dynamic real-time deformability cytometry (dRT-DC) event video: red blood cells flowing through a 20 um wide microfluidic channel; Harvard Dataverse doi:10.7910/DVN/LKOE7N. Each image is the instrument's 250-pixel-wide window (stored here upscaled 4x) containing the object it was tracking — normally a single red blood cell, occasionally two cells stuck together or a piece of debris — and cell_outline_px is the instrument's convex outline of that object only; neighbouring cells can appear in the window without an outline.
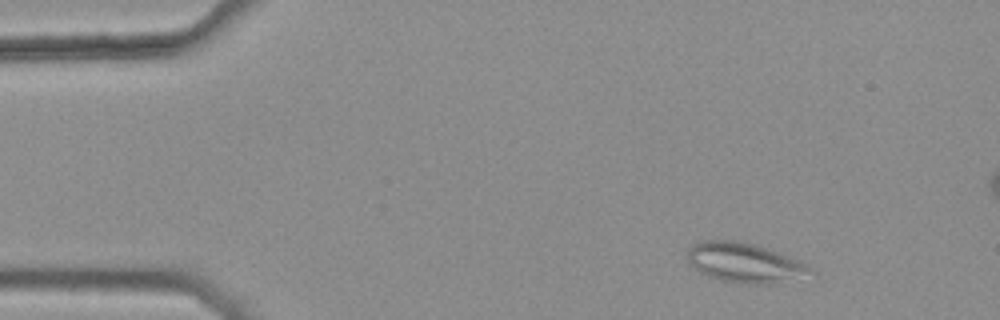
{"species": "common noctule bat (a hibernating species)", "species_latin": "Nyctalus noctula", "temperature_condition": "warm", "stored_images_in_passage": 6, "camera_frame_rate_fps": 3000, "um_per_image_px": 0.085, "animal": {"sex": "female", "body_mass_g": 25.1}, "frame": {"image": 1, "passage_image": 1, "time_ms": 0.0, "image_size_px": [1000, 320], "cell_outline_px": [[816, 272], [780, 284], [740, 284], [720, 280], [700, 272], [688, 264], [688, 248], [692, 244], [700, 240], [740, 240], [756, 244], [780, 252], [800, 260], [808, 264]], "centroid_in_image_um": [63.33, 22.33], "position_along_channel_um": 21.7, "area_um2": 29.19}}
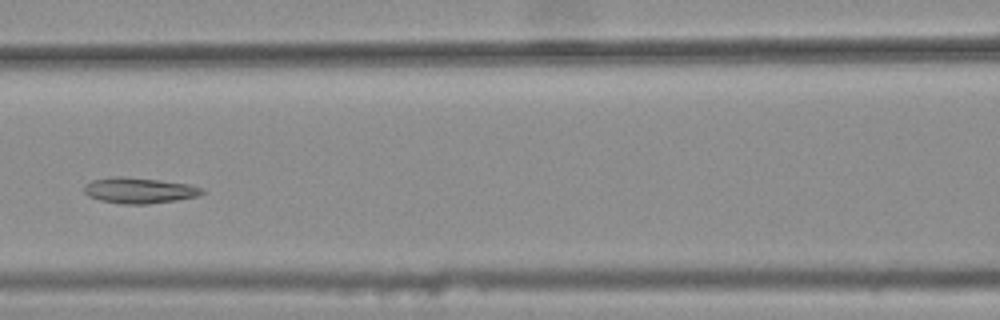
{"frame": {"image": 2, "passage_image": 6, "time_ms": 1.667, "image_size_px": [1000, 320], "cell_outline_px": [[204, 192], [200, 196], [176, 200], [148, 204], [124, 204], [100, 200], [88, 196], [84, 192], [84, 184], [92, 180], [112, 176], [124, 176], [160, 180], [188, 184], [204, 188]], "centroid_in_image_um": [11.83, 16.18], "position_along_channel_um": 154.8, "area_um2": 17.86}}